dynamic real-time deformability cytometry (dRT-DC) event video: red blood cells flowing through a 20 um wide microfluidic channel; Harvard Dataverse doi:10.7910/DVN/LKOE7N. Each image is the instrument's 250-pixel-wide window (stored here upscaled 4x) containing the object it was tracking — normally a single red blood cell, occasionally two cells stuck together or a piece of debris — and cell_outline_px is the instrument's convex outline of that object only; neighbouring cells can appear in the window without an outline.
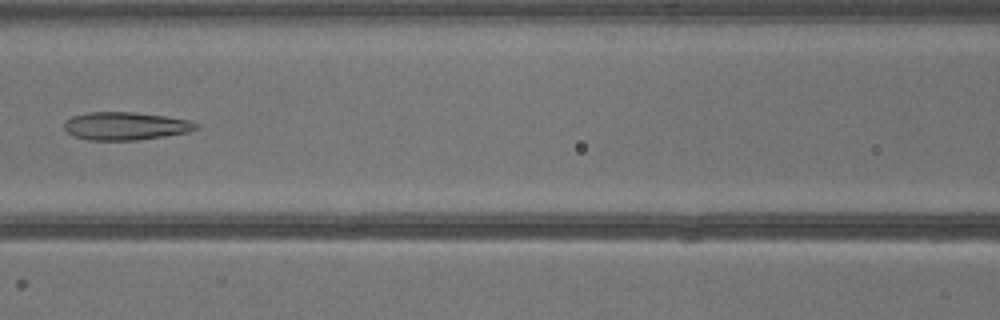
{"species": "common noctule bat (a hibernating species)", "species_latin": "Nyctalus noctula", "temperature_condition": "warm", "stored_images_in_passage": 26, "camera_frame_rate_fps": 3000, "um_per_image_px": 0.085, "animal": {"sex": "male", "body_mass_g": 13.3}, "frame": {"image": 1, "passage_image": 8, "time_ms": 2.333, "image_size_px": [1000, 320], "cell_outline_px": [[200, 128], [188, 132], [164, 136], [136, 140], [88, 140], [76, 136], [68, 132], [64, 128], [64, 120], [72, 116], [84, 112], [136, 112], [164, 116], [188, 120], [200, 124]], "centroid_in_image_um": [10.67, 10.7], "position_along_channel_um": 155.9, "area_um2": 21.56}}
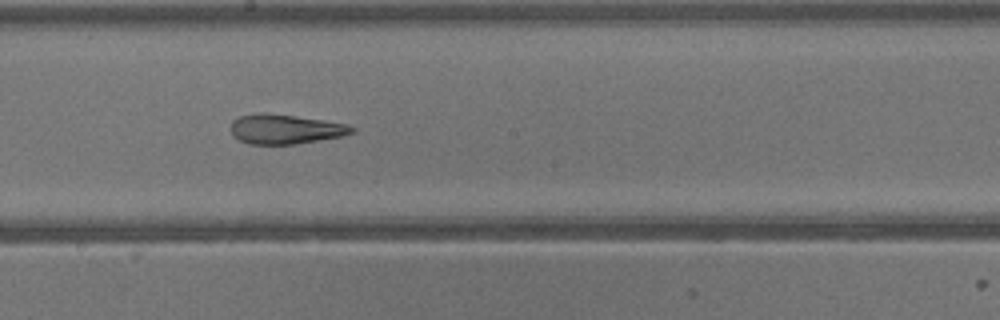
{"frame": {"image": 2, "passage_image": 12, "time_ms": 3.667, "image_size_px": [1000, 320], "cell_outline_px": [[356, 132], [344, 136], [296, 144], [248, 144], [232, 136], [232, 120], [240, 116], [260, 112], [264, 112], [296, 116], [348, 124], [356, 128]], "centroid_in_image_um": [24.28, 10.98], "position_along_channel_um": 223.9, "area_um2": 21.04}}
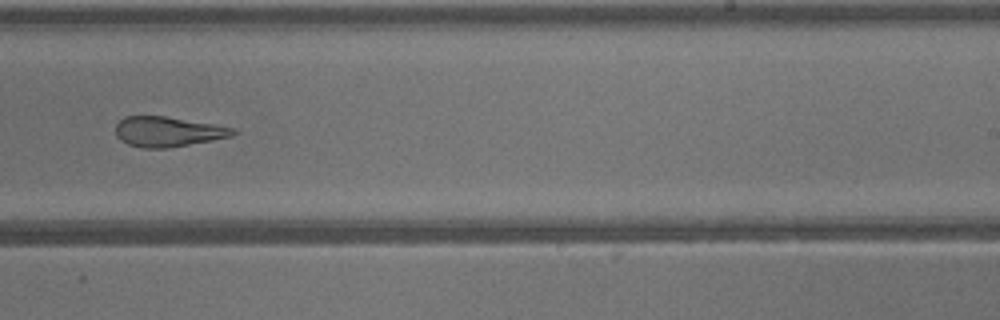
{"frame": {"image": 3, "passage_image": 15, "time_ms": 4.667, "image_size_px": [1000, 320], "cell_outline_px": [[236, 132], [232, 136], [168, 148], [140, 148], [128, 144], [120, 140], [116, 136], [116, 124], [124, 116], [164, 116], [216, 124], [236, 128]], "centroid_in_image_um": [14.25, 11.19], "position_along_channel_um": 274.7, "area_um2": 20.58}}